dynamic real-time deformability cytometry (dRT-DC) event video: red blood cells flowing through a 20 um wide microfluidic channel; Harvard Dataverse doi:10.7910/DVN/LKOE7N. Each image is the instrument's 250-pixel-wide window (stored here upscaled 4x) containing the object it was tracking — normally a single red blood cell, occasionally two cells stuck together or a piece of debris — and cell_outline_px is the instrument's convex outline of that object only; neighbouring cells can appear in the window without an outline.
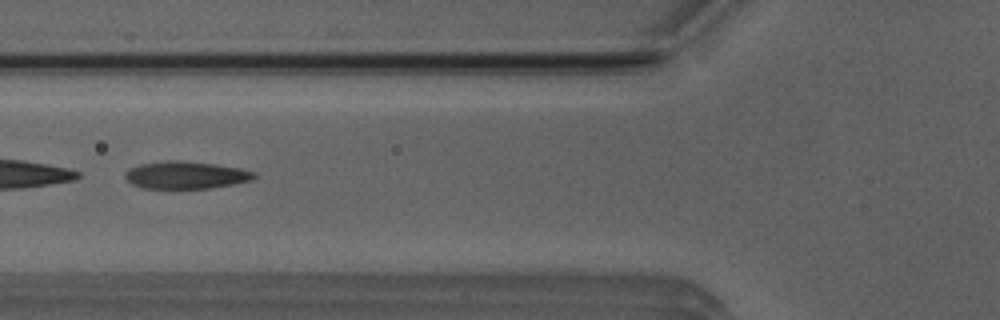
{"species": "Egyptian fruit bat (a non-hibernating species)", "species_latin": "Rousettus aegyptiacus", "temperature_condition": "room temperature", "stored_images_in_passage": 48, "camera_frame_rate_fps": 3000, "um_per_image_px": 0.085, "animal": {"sex": "male"}, "frame": {"image": 1, "passage_image": 17, "time_ms": 5.333, "image_size_px": [1000, 320], "cell_outline_px": [[256, 176], [252, 180], [212, 188], [140, 188], [132, 184], [124, 176], [124, 172], [128, 168], [140, 164], [168, 160], [180, 160], [212, 164], [240, 168], [256, 172]], "centroid_in_image_um": [15.77, 14.88], "position_along_channel_um": 110.0, "area_um2": 20.63}}
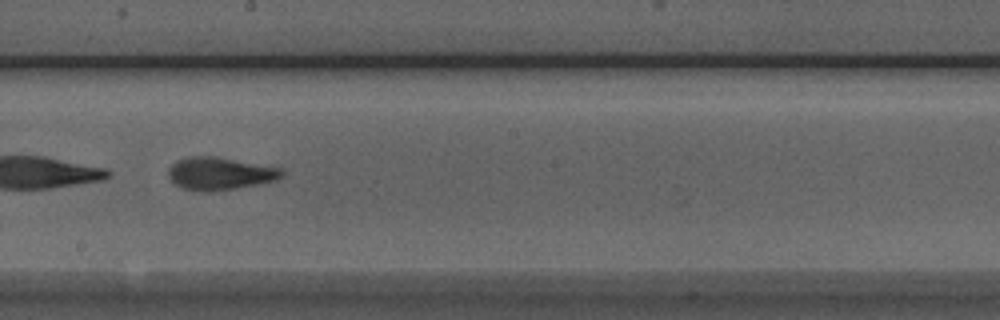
{"frame": {"image": 2, "passage_image": 26, "time_ms": 8.333, "image_size_px": [1000, 320], "cell_outline_px": [[284, 176], [276, 180], [236, 188], [212, 192], [208, 192], [180, 188], [168, 176], [168, 168], [176, 160], [188, 156], [216, 156], [284, 168]], "centroid_in_image_um": [18.7, 14.74], "position_along_channel_um": 229.5, "area_um2": 21.85}}
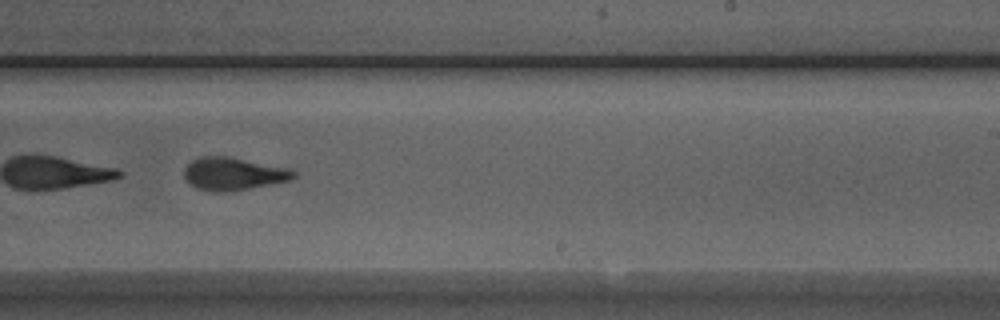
{"frame": {"image": 3, "passage_image": 29, "time_ms": 9.333, "image_size_px": [1000, 320], "cell_outline_px": [[296, 176], [292, 180], [248, 188], [224, 192], [212, 192], [196, 188], [188, 184], [184, 180], [184, 168], [192, 160], [200, 156], [228, 156], [292, 168], [296, 172]], "centroid_in_image_um": [19.82, 14.77], "position_along_channel_um": 269.2, "area_um2": 21.21}, "authors_computed_cell_mechanics": {"area_um2": 22.1663, "velocity_mm_per_s": 3.9774, "shape_relaxation_time_tau1_ms": 3.4372, "shape_relaxation_time_tau2_ms": 1.8728, "deformation_change_tau1": 0.171, "deformation_change_tau2": 0.0973}}